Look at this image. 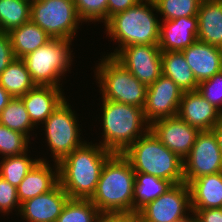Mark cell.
<instances>
[{"label":"cell","instance_id":"6da1fadb","mask_svg":"<svg viewBox=\"0 0 222 222\" xmlns=\"http://www.w3.org/2000/svg\"><path fill=\"white\" fill-rule=\"evenodd\" d=\"M112 154L101 145L86 141L58 163L59 184L69 198H92L102 168Z\"/></svg>","mask_w":222,"mask_h":222},{"label":"cell","instance_id":"7a4b0ae2","mask_svg":"<svg viewBox=\"0 0 222 222\" xmlns=\"http://www.w3.org/2000/svg\"><path fill=\"white\" fill-rule=\"evenodd\" d=\"M135 172L123 154L113 153L104 164L90 199L99 212H134Z\"/></svg>","mask_w":222,"mask_h":222},{"label":"cell","instance_id":"3957f363","mask_svg":"<svg viewBox=\"0 0 222 222\" xmlns=\"http://www.w3.org/2000/svg\"><path fill=\"white\" fill-rule=\"evenodd\" d=\"M154 2L141 0L137 5L111 16L104 24L106 36L117 42L118 48L108 56H114L129 45H158L160 19Z\"/></svg>","mask_w":222,"mask_h":222},{"label":"cell","instance_id":"277c9868","mask_svg":"<svg viewBox=\"0 0 222 222\" xmlns=\"http://www.w3.org/2000/svg\"><path fill=\"white\" fill-rule=\"evenodd\" d=\"M101 126L103 140L99 145L106 150L122 154L131 144L150 130L144 111L134 105L102 100Z\"/></svg>","mask_w":222,"mask_h":222},{"label":"cell","instance_id":"5b68a950","mask_svg":"<svg viewBox=\"0 0 222 222\" xmlns=\"http://www.w3.org/2000/svg\"><path fill=\"white\" fill-rule=\"evenodd\" d=\"M135 173L156 176L173 185L184 182L183 160L149 130L122 153Z\"/></svg>","mask_w":222,"mask_h":222},{"label":"cell","instance_id":"8992f818","mask_svg":"<svg viewBox=\"0 0 222 222\" xmlns=\"http://www.w3.org/2000/svg\"><path fill=\"white\" fill-rule=\"evenodd\" d=\"M102 99L144 108L148 86L141 83L113 56H103L95 67Z\"/></svg>","mask_w":222,"mask_h":222},{"label":"cell","instance_id":"52a82bcc","mask_svg":"<svg viewBox=\"0 0 222 222\" xmlns=\"http://www.w3.org/2000/svg\"><path fill=\"white\" fill-rule=\"evenodd\" d=\"M71 39H51L34 52L27 54L24 60L32 81L36 85L61 87V76L69 72L72 65Z\"/></svg>","mask_w":222,"mask_h":222},{"label":"cell","instance_id":"ba28073f","mask_svg":"<svg viewBox=\"0 0 222 222\" xmlns=\"http://www.w3.org/2000/svg\"><path fill=\"white\" fill-rule=\"evenodd\" d=\"M30 20L40 26L52 39L74 40L80 20L74 0H33Z\"/></svg>","mask_w":222,"mask_h":222},{"label":"cell","instance_id":"9c48e42d","mask_svg":"<svg viewBox=\"0 0 222 222\" xmlns=\"http://www.w3.org/2000/svg\"><path fill=\"white\" fill-rule=\"evenodd\" d=\"M66 100L68 99L65 98L42 124L54 163H59L85 143L80 137L81 129L75 116L76 112L72 111L71 105Z\"/></svg>","mask_w":222,"mask_h":222},{"label":"cell","instance_id":"30bf717a","mask_svg":"<svg viewBox=\"0 0 222 222\" xmlns=\"http://www.w3.org/2000/svg\"><path fill=\"white\" fill-rule=\"evenodd\" d=\"M184 182L222 172V152L213 130L200 131L190 153L183 160Z\"/></svg>","mask_w":222,"mask_h":222},{"label":"cell","instance_id":"8fae6325","mask_svg":"<svg viewBox=\"0 0 222 222\" xmlns=\"http://www.w3.org/2000/svg\"><path fill=\"white\" fill-rule=\"evenodd\" d=\"M187 212V213H186ZM191 212L190 188L185 182L175 184L137 213L141 222H175Z\"/></svg>","mask_w":222,"mask_h":222},{"label":"cell","instance_id":"7c38bea8","mask_svg":"<svg viewBox=\"0 0 222 222\" xmlns=\"http://www.w3.org/2000/svg\"><path fill=\"white\" fill-rule=\"evenodd\" d=\"M161 54L158 45H129L113 57L141 83L149 86L162 75Z\"/></svg>","mask_w":222,"mask_h":222},{"label":"cell","instance_id":"4fadbf2b","mask_svg":"<svg viewBox=\"0 0 222 222\" xmlns=\"http://www.w3.org/2000/svg\"><path fill=\"white\" fill-rule=\"evenodd\" d=\"M183 91L163 74L147 88L146 103L143 108L146 121H154L178 114Z\"/></svg>","mask_w":222,"mask_h":222},{"label":"cell","instance_id":"5bb4252c","mask_svg":"<svg viewBox=\"0 0 222 222\" xmlns=\"http://www.w3.org/2000/svg\"><path fill=\"white\" fill-rule=\"evenodd\" d=\"M150 130L161 143L182 160L190 153L197 134L200 132L178 115L154 121L150 125Z\"/></svg>","mask_w":222,"mask_h":222},{"label":"cell","instance_id":"9a60e30c","mask_svg":"<svg viewBox=\"0 0 222 222\" xmlns=\"http://www.w3.org/2000/svg\"><path fill=\"white\" fill-rule=\"evenodd\" d=\"M69 196L60 184L21 204L19 214L26 222H56Z\"/></svg>","mask_w":222,"mask_h":222},{"label":"cell","instance_id":"2e32d148","mask_svg":"<svg viewBox=\"0 0 222 222\" xmlns=\"http://www.w3.org/2000/svg\"><path fill=\"white\" fill-rule=\"evenodd\" d=\"M177 115L199 131L212 130L222 119V113L201 96L198 90L183 93Z\"/></svg>","mask_w":222,"mask_h":222},{"label":"cell","instance_id":"e0dca14e","mask_svg":"<svg viewBox=\"0 0 222 222\" xmlns=\"http://www.w3.org/2000/svg\"><path fill=\"white\" fill-rule=\"evenodd\" d=\"M61 87L50 85H35L25 95L20 97L33 125L43 124L46 119L65 99Z\"/></svg>","mask_w":222,"mask_h":222},{"label":"cell","instance_id":"ac0fdd59","mask_svg":"<svg viewBox=\"0 0 222 222\" xmlns=\"http://www.w3.org/2000/svg\"><path fill=\"white\" fill-rule=\"evenodd\" d=\"M197 33V16L162 21L158 46L162 52L182 51L197 40Z\"/></svg>","mask_w":222,"mask_h":222},{"label":"cell","instance_id":"d6986e66","mask_svg":"<svg viewBox=\"0 0 222 222\" xmlns=\"http://www.w3.org/2000/svg\"><path fill=\"white\" fill-rule=\"evenodd\" d=\"M181 52L198 83L222 70V49L219 47L196 40Z\"/></svg>","mask_w":222,"mask_h":222},{"label":"cell","instance_id":"ffe728a7","mask_svg":"<svg viewBox=\"0 0 222 222\" xmlns=\"http://www.w3.org/2000/svg\"><path fill=\"white\" fill-rule=\"evenodd\" d=\"M46 160L40 158L17 187L20 204L40 194L51 191L59 184L58 163L54 164V169L50 166L49 161Z\"/></svg>","mask_w":222,"mask_h":222},{"label":"cell","instance_id":"44dd1931","mask_svg":"<svg viewBox=\"0 0 222 222\" xmlns=\"http://www.w3.org/2000/svg\"><path fill=\"white\" fill-rule=\"evenodd\" d=\"M188 185L191 210L222 207V172L201 176Z\"/></svg>","mask_w":222,"mask_h":222},{"label":"cell","instance_id":"7402d4cb","mask_svg":"<svg viewBox=\"0 0 222 222\" xmlns=\"http://www.w3.org/2000/svg\"><path fill=\"white\" fill-rule=\"evenodd\" d=\"M197 17V40L222 49V0L202 1Z\"/></svg>","mask_w":222,"mask_h":222},{"label":"cell","instance_id":"603a6c76","mask_svg":"<svg viewBox=\"0 0 222 222\" xmlns=\"http://www.w3.org/2000/svg\"><path fill=\"white\" fill-rule=\"evenodd\" d=\"M15 58H23L45 45L52 38L38 25L29 20L9 33Z\"/></svg>","mask_w":222,"mask_h":222},{"label":"cell","instance_id":"cb8c5ba5","mask_svg":"<svg viewBox=\"0 0 222 222\" xmlns=\"http://www.w3.org/2000/svg\"><path fill=\"white\" fill-rule=\"evenodd\" d=\"M162 74L172 79L183 91L197 90V82L181 51L162 52Z\"/></svg>","mask_w":222,"mask_h":222},{"label":"cell","instance_id":"d4e9b609","mask_svg":"<svg viewBox=\"0 0 222 222\" xmlns=\"http://www.w3.org/2000/svg\"><path fill=\"white\" fill-rule=\"evenodd\" d=\"M35 85L21 58H15L0 74V86L14 98L22 97Z\"/></svg>","mask_w":222,"mask_h":222},{"label":"cell","instance_id":"484cf974","mask_svg":"<svg viewBox=\"0 0 222 222\" xmlns=\"http://www.w3.org/2000/svg\"><path fill=\"white\" fill-rule=\"evenodd\" d=\"M172 185L171 182L156 176L135 173L134 212L137 213L148 202L157 199Z\"/></svg>","mask_w":222,"mask_h":222},{"label":"cell","instance_id":"4316f807","mask_svg":"<svg viewBox=\"0 0 222 222\" xmlns=\"http://www.w3.org/2000/svg\"><path fill=\"white\" fill-rule=\"evenodd\" d=\"M28 0H0V32L9 33L30 20Z\"/></svg>","mask_w":222,"mask_h":222},{"label":"cell","instance_id":"83f0119b","mask_svg":"<svg viewBox=\"0 0 222 222\" xmlns=\"http://www.w3.org/2000/svg\"><path fill=\"white\" fill-rule=\"evenodd\" d=\"M0 123L11 130L26 135L29 139L32 136L30 132L36 129L20 97H13L1 111Z\"/></svg>","mask_w":222,"mask_h":222},{"label":"cell","instance_id":"f1b7e54d","mask_svg":"<svg viewBox=\"0 0 222 222\" xmlns=\"http://www.w3.org/2000/svg\"><path fill=\"white\" fill-rule=\"evenodd\" d=\"M28 152L18 156L3 157L0 162V176L16 188L40 158L28 157Z\"/></svg>","mask_w":222,"mask_h":222},{"label":"cell","instance_id":"f546056e","mask_svg":"<svg viewBox=\"0 0 222 222\" xmlns=\"http://www.w3.org/2000/svg\"><path fill=\"white\" fill-rule=\"evenodd\" d=\"M99 213L90 199L69 198L56 222H95Z\"/></svg>","mask_w":222,"mask_h":222},{"label":"cell","instance_id":"4dcf8cb0","mask_svg":"<svg viewBox=\"0 0 222 222\" xmlns=\"http://www.w3.org/2000/svg\"><path fill=\"white\" fill-rule=\"evenodd\" d=\"M201 0H155L157 13L163 15L162 21L181 17L197 16Z\"/></svg>","mask_w":222,"mask_h":222},{"label":"cell","instance_id":"1f68e13d","mask_svg":"<svg viewBox=\"0 0 222 222\" xmlns=\"http://www.w3.org/2000/svg\"><path fill=\"white\" fill-rule=\"evenodd\" d=\"M29 138L17 131L11 130L0 123V155L2 157L18 156L28 152Z\"/></svg>","mask_w":222,"mask_h":222},{"label":"cell","instance_id":"d6a6232c","mask_svg":"<svg viewBox=\"0 0 222 222\" xmlns=\"http://www.w3.org/2000/svg\"><path fill=\"white\" fill-rule=\"evenodd\" d=\"M74 4L82 22L108 21V0H74Z\"/></svg>","mask_w":222,"mask_h":222},{"label":"cell","instance_id":"836d02e7","mask_svg":"<svg viewBox=\"0 0 222 222\" xmlns=\"http://www.w3.org/2000/svg\"><path fill=\"white\" fill-rule=\"evenodd\" d=\"M197 90L201 96L222 113V70L210 79L201 81Z\"/></svg>","mask_w":222,"mask_h":222},{"label":"cell","instance_id":"e575fe53","mask_svg":"<svg viewBox=\"0 0 222 222\" xmlns=\"http://www.w3.org/2000/svg\"><path fill=\"white\" fill-rule=\"evenodd\" d=\"M14 208L15 212L18 211L19 214L21 204L19 202L17 188L0 176V213L9 215V213H13L12 210H14Z\"/></svg>","mask_w":222,"mask_h":222},{"label":"cell","instance_id":"d590c367","mask_svg":"<svg viewBox=\"0 0 222 222\" xmlns=\"http://www.w3.org/2000/svg\"><path fill=\"white\" fill-rule=\"evenodd\" d=\"M14 59L15 56L9 34L0 32V74Z\"/></svg>","mask_w":222,"mask_h":222},{"label":"cell","instance_id":"8d00e7d4","mask_svg":"<svg viewBox=\"0 0 222 222\" xmlns=\"http://www.w3.org/2000/svg\"><path fill=\"white\" fill-rule=\"evenodd\" d=\"M135 212H100L95 222H138Z\"/></svg>","mask_w":222,"mask_h":222},{"label":"cell","instance_id":"74e56055","mask_svg":"<svg viewBox=\"0 0 222 222\" xmlns=\"http://www.w3.org/2000/svg\"><path fill=\"white\" fill-rule=\"evenodd\" d=\"M199 222H222V208L193 210Z\"/></svg>","mask_w":222,"mask_h":222},{"label":"cell","instance_id":"f35d334b","mask_svg":"<svg viewBox=\"0 0 222 222\" xmlns=\"http://www.w3.org/2000/svg\"><path fill=\"white\" fill-rule=\"evenodd\" d=\"M141 0H108V19L119 12L137 5Z\"/></svg>","mask_w":222,"mask_h":222},{"label":"cell","instance_id":"ab89813d","mask_svg":"<svg viewBox=\"0 0 222 222\" xmlns=\"http://www.w3.org/2000/svg\"><path fill=\"white\" fill-rule=\"evenodd\" d=\"M13 97L0 86V113Z\"/></svg>","mask_w":222,"mask_h":222},{"label":"cell","instance_id":"60d3db41","mask_svg":"<svg viewBox=\"0 0 222 222\" xmlns=\"http://www.w3.org/2000/svg\"><path fill=\"white\" fill-rule=\"evenodd\" d=\"M217 136L220 150L222 152V119L212 129Z\"/></svg>","mask_w":222,"mask_h":222},{"label":"cell","instance_id":"b9f144b4","mask_svg":"<svg viewBox=\"0 0 222 222\" xmlns=\"http://www.w3.org/2000/svg\"><path fill=\"white\" fill-rule=\"evenodd\" d=\"M191 213L192 214H190V212H189L186 216H184L180 219H177L175 222H193V220L196 218V216H195V212L193 210H191Z\"/></svg>","mask_w":222,"mask_h":222}]
</instances>
